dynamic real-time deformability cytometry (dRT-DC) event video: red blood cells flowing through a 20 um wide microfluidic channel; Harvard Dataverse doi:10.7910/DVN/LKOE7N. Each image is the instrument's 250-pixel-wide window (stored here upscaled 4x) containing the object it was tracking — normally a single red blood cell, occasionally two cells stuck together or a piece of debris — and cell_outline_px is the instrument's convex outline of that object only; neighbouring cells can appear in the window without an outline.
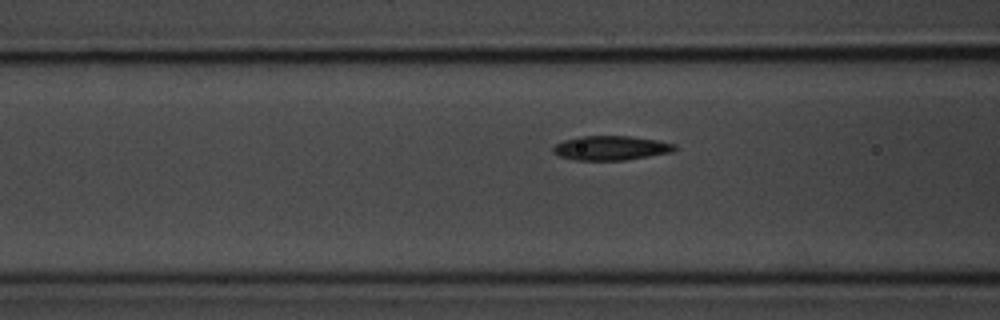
{"species": "common noctule bat (a hibernating species)", "species_latin": "Nyctalus noctula", "temperature_condition": "room temperature", "stored_images_in_passage": 6, "camera_frame_rate_fps": 3000, "um_per_image_px": 0.085, "animal": {"sex": "male", "body_mass_g": 20.1, "forearm_length_mm": 53.5}, "frame": {"image": 1, "passage_image": 6, "time_ms": 6.667, "image_size_px": [1000, 320], "cell_outline_px": [[676, 148], [672, 152], [624, 160], [576, 160], [560, 156], [552, 152], [552, 148], [556, 144], [564, 140], [580, 136], [632, 136], [656, 140], [676, 144]], "centroid_in_image_um": [51.92, 12.57], "position_along_channel_um": 114.7, "area_um2": 17.17}}